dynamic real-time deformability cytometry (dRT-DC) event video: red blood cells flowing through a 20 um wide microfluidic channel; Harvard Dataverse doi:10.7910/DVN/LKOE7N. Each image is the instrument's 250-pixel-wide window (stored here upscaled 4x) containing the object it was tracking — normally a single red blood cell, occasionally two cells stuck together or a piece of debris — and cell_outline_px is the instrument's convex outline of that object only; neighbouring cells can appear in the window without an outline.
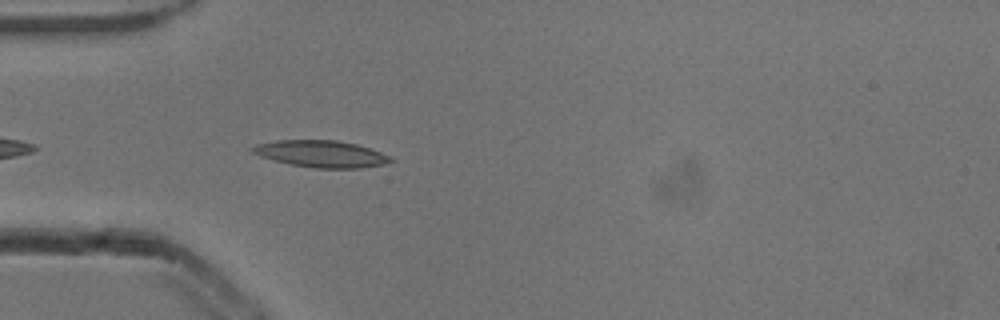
{"species": "common noctule bat (a hibernating species)", "species_latin": "Nyctalus noctula", "temperature_condition": "cold", "stored_images_in_passage": 14, "camera_frame_rate_fps": 3000, "um_per_image_px": 0.085, "animal": {"sex": "male", "body_mass_g": 13.3}, "frame": {"image": 1, "passage_image": 3, "time_ms": 0.667, "image_size_px": [1000, 320], "cell_outline_px": [[396, 160], [384, 164], [360, 168], [316, 168], [288, 164], [260, 156], [252, 152], [248, 148], [256, 144], [276, 140], [336, 140], [356, 144], [392, 156]], "centroid_in_image_um": [27.29, 13.08], "position_along_channel_um": 57.7, "area_um2": 21.68}}